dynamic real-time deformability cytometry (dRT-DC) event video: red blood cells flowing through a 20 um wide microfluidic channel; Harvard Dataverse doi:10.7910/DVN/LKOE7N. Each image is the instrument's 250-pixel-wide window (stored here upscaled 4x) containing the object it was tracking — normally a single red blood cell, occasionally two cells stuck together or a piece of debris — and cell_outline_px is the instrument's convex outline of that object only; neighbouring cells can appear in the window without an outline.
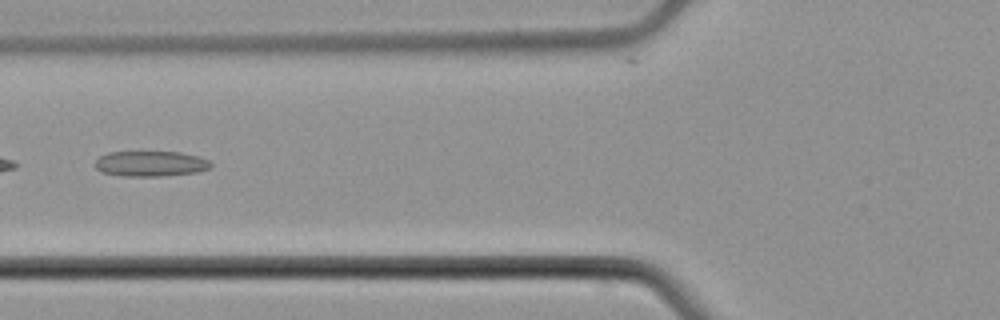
{"species": "common noctule bat (a hibernating species)", "species_latin": "Nyctalus noctula", "temperature_condition": "cold", "stored_images_in_passage": 5, "camera_frame_rate_fps": 3000, "um_per_image_px": 0.085, "animal": {"sex": "male", "body_mass_g": 21.5, "forearm_length_mm": 52.0}, "frame": {"image": 1, "passage_image": 5, "time_ms": 6.0, "image_size_px": [1000, 320], "cell_outline_px": [[212, 164], [208, 168], [196, 172], [164, 176], [120, 176], [100, 172], [96, 168], [96, 160], [100, 156], [108, 152], [180, 152], [196, 156], [208, 160]], "centroid_in_image_um": [12.76, 13.92], "position_along_channel_um": 113.0, "area_um2": 17.05}}